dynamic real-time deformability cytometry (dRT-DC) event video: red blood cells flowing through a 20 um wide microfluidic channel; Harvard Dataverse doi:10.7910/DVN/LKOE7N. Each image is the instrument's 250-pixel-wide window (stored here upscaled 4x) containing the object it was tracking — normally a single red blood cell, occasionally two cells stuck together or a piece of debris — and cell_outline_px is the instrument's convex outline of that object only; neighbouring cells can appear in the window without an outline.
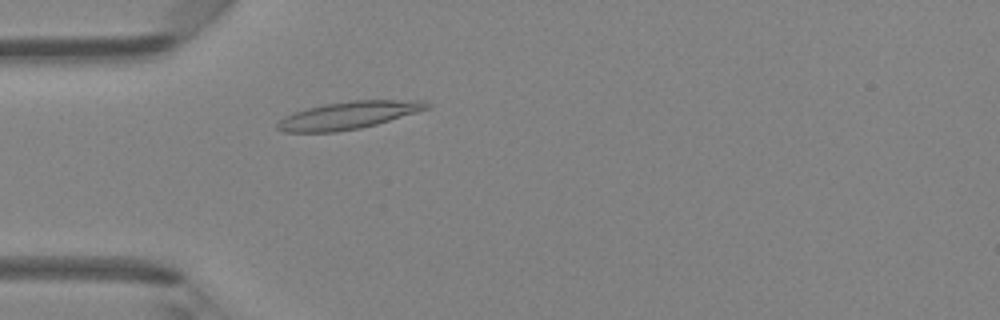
{"species": "Egyptian fruit bat (a non-hibernating species)", "species_latin": "Rousettus aegyptiacus", "temperature_condition": "room temperature", "stored_images_in_passage": 45, "camera_frame_rate_fps": 3000, "um_per_image_px": 0.085, "animal": {"sex": "female"}, "frame": {"image": 1, "passage_image": 11, "time_ms": 3.333, "image_size_px": [1000, 320], "cell_outline_px": [[432, 108], [376, 124], [360, 128], [336, 132], [284, 132], [276, 128], [276, 124], [284, 116], [292, 112], [324, 104], [352, 100], [424, 100], [432, 104]], "centroid_in_image_um": [29.65, 9.79], "position_along_channel_um": 55.4, "area_um2": 24.1}}
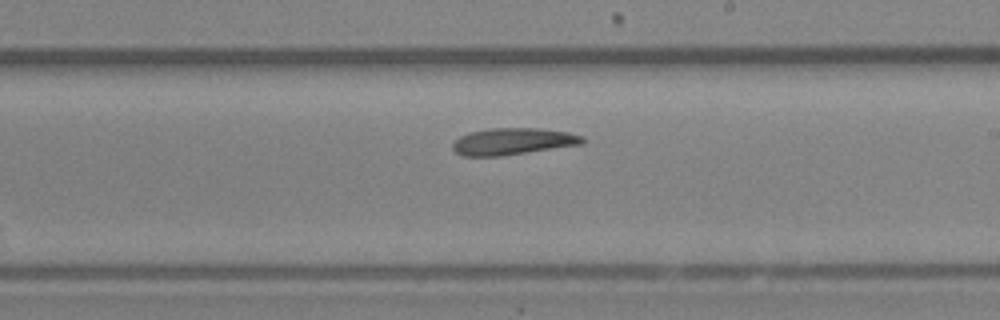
{"frame": {"image": 2, "passage_image": 25, "time_ms": 8.0, "image_size_px": [1000, 320], "cell_outline_px": [[584, 144], [500, 156], [464, 156], [456, 152], [452, 148], [452, 144], [460, 136], [468, 132], [488, 128], [536, 128], [568, 132], [584, 136]], "centroid_in_image_um": [43.59, 12.01], "position_along_channel_um": 245.4, "area_um2": 20.29}}
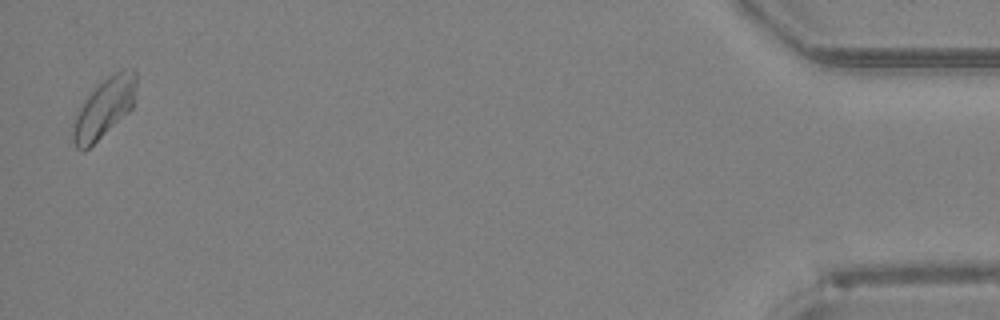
{"frame": {"image": 3, "passage_image": 44, "time_ms": 14.333, "image_size_px": [1000, 320], "cell_outline_px": [[136, 84], [132, 108], [128, 112], [84, 152], [76, 148], [72, 140], [72, 132], [76, 112], [84, 100], [108, 76], [120, 68], [132, 68], [136, 72]], "centroid_in_image_um": [8.85, 9.16], "position_along_channel_um": 426.4, "area_um2": 21.68}, "authors_computed_cell_mechanics": {"area_um2": 21.097, "velocity_mm_per_s": 4.2318, "shape_relaxation_time_tau1_ms": 10.6941, "shape_relaxation_time_tau2_ms": null, "deformation_change_tau1": 0.1861, "deformation_change_tau2": null}}